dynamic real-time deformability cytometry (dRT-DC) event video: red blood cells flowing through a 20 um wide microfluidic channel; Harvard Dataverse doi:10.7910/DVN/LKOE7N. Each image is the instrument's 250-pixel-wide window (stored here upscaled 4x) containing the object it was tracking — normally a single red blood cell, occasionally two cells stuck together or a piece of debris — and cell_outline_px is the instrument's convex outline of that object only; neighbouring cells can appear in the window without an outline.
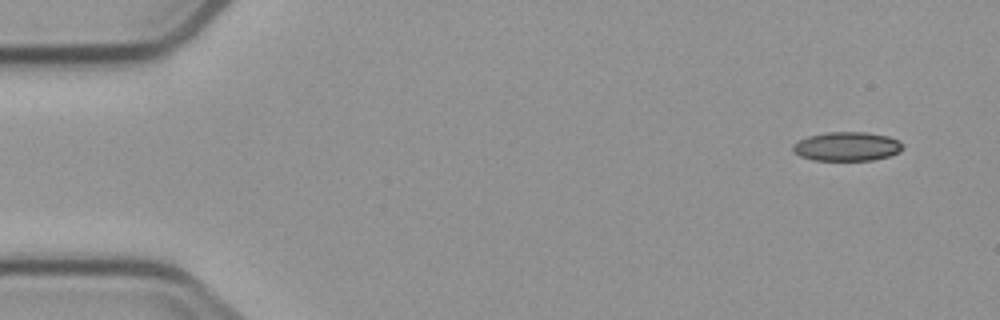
{"species": "common noctule bat (a hibernating species)", "species_latin": "Nyctalus noctula", "temperature_condition": "cold", "stored_images_in_passage": 5, "segment_of_instrument_passage": [2, 2], "camera_frame_rate_fps": 3000, "um_per_image_px": 0.085, "animal": {"sex": "male", "body_mass_g": 23.1, "forearm_length_mm": 52.7}, "frame": {"image": 1, "passage_image": 5, "time_ms": 4.667, "image_size_px": [1000, 320], "cell_outline_px": [[900, 152], [888, 156], [872, 160], [812, 160], [800, 156], [792, 148], [792, 144], [808, 136], [824, 132], [868, 132], [888, 136], [900, 140]], "centroid_in_image_um": [71.97, 12.44], "position_along_channel_um": 13.0, "area_um2": 18.5}}